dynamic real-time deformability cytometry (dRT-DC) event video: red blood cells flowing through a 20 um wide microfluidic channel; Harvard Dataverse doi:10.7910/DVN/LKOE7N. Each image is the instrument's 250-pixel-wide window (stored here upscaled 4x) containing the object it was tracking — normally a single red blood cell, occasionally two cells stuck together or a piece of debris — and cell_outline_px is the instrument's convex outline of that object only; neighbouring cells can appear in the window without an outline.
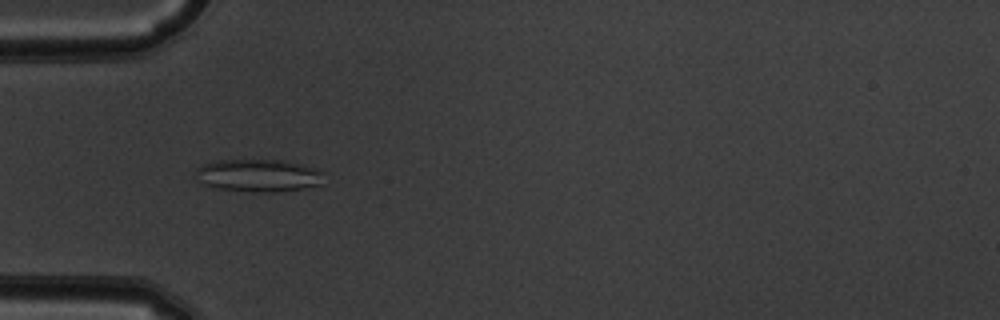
{"species": "common noctule bat (a hibernating species)", "species_latin": "Nyctalus noctula", "temperature_condition": "warm", "stored_images_in_passage": 52, "camera_frame_rate_fps": 3000, "um_per_image_px": 0.085, "animal": {"sex": "male", "body_mass_g": 19.5, "forearm_length_mm": 54.6}, "frame": {"image": 1, "passage_image": 16, "time_ms": 5.0, "image_size_px": [1000, 320], "cell_outline_px": [[324, 172], [320, 184], [284, 192], [252, 192], [216, 188], [204, 184], [200, 180], [196, 172], [196, 168], [204, 164], [216, 160], [284, 160], [316, 168]], "centroid_in_image_um": [21.98, 14.92], "position_along_channel_um": 63.0, "area_um2": 24.33}}
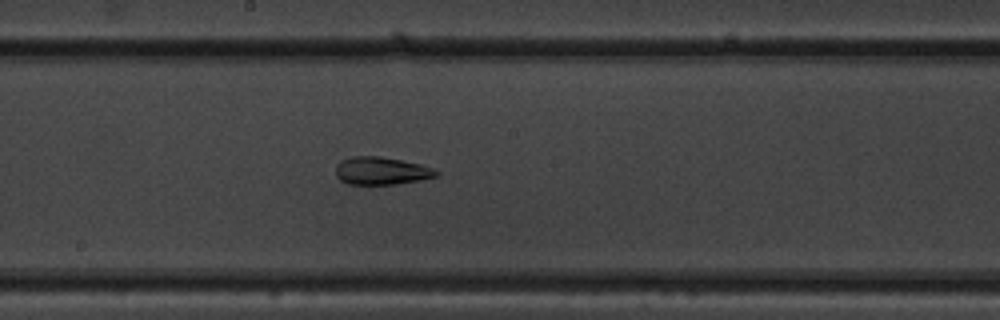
{"frame": {"image": 2, "passage_image": 28, "time_ms": 9.0, "image_size_px": [1000, 320], "cell_outline_px": [[440, 172], [436, 176], [420, 180], [396, 184], [348, 184], [340, 180], [336, 176], [336, 164], [340, 160], [352, 156], [380, 156], [420, 164], [432, 168]], "centroid_in_image_um": [32.38, 14.52], "position_along_channel_um": 215.8, "area_um2": 16.24}}
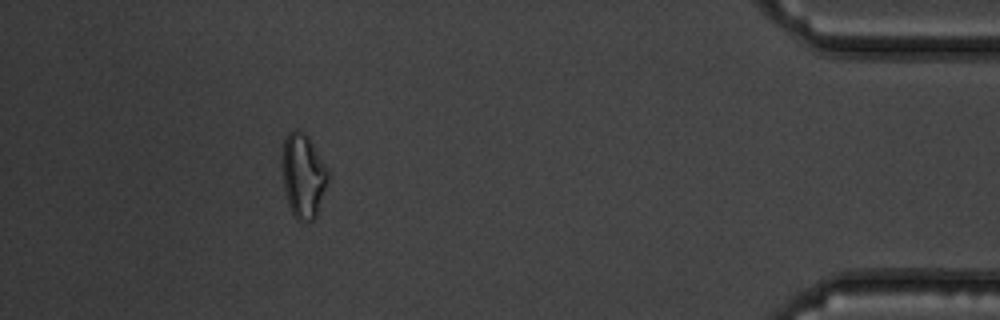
{"frame": {"image": 3, "passage_image": 47, "time_ms": 15.333, "image_size_px": [1000, 320], "cell_outline_px": [[328, 180], [316, 216], [312, 220], [296, 220], [288, 204], [284, 192], [280, 160], [280, 152], [284, 136], [292, 128], [300, 128], [308, 136], [328, 168]], "centroid_in_image_um": [25.71, 14.84], "position_along_channel_um": 409.5, "area_um2": 23.18}, "authors_computed_cell_mechanics": {"area_um2": 21.5883, "velocity_mm_per_s": 3.8713, "shape_relaxation_time_tau1_ms": null, "shape_relaxation_time_tau2_ms": 1.4994, "deformation_change_tau1": null, "deformation_change_tau2": 0.0809}}